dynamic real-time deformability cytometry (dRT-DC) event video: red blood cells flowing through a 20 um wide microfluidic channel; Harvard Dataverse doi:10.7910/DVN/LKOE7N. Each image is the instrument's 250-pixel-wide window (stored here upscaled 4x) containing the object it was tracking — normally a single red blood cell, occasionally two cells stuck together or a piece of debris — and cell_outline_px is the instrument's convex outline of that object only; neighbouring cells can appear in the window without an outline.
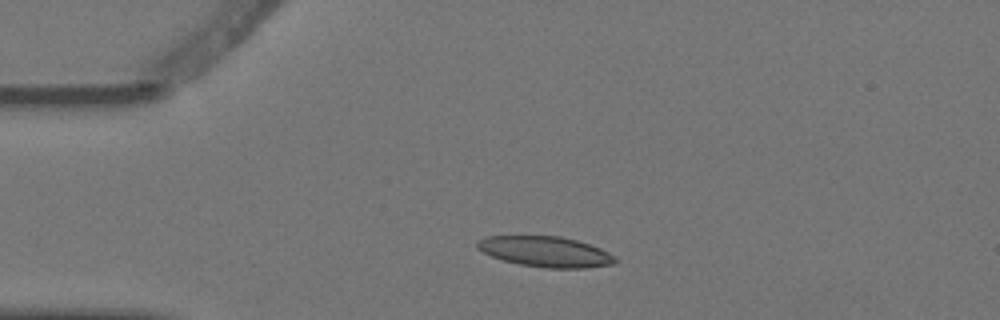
{"species": "Egyptian fruit bat (a non-hibernating species)", "species_latin": "Rousettus aegyptiacus", "temperature_condition": "warm", "stored_images_in_passage": 4, "camera_frame_rate_fps": 3000, "um_per_image_px": 0.085, "animal": {"sex": "female"}, "frame": {"image": 1, "passage_image": 3, "time_ms": 0.667, "image_size_px": [1000, 320], "cell_outline_px": [[620, 260], [616, 264], [588, 268], [544, 268], [520, 264], [504, 260], [492, 256], [476, 248], [476, 240], [488, 236], [560, 236], [576, 240], [600, 248], [616, 256]], "centroid_in_image_um": [46.41, 21.4], "position_along_channel_um": 38.6, "area_um2": 24.68}}